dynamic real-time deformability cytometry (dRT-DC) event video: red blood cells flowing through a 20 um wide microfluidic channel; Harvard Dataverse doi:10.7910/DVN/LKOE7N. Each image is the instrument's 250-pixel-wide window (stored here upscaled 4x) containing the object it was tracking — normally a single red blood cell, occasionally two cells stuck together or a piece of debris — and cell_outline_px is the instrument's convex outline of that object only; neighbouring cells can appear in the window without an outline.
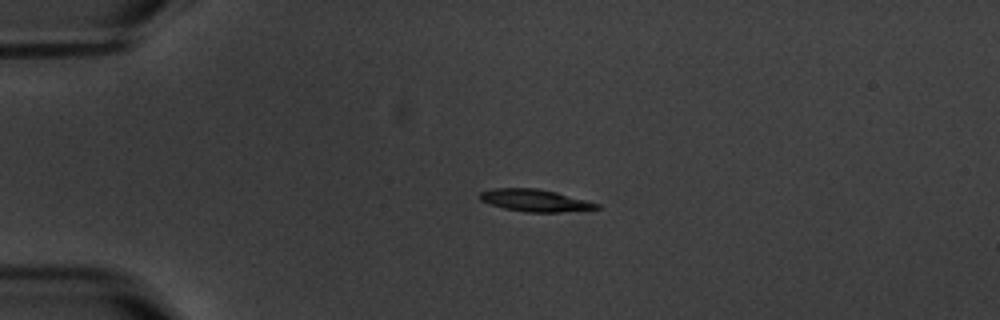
{"species": "common noctule bat (a hibernating species)", "species_latin": "Nyctalus noctula", "temperature_condition": "warm", "stored_images_in_passage": 3, "camera_frame_rate_fps": 3000, "um_per_image_px": 0.085, "animal": {"sex": "male", "body_mass_g": 20.1, "forearm_length_mm": 53.5}, "frame": {"image": 1, "passage_image": 2, "time_ms": 2.333, "image_size_px": [1000, 320], "cell_outline_px": [[600, 208], [560, 212], [528, 212], [504, 208], [480, 200], [476, 196], [480, 192], [492, 188], [536, 188], [556, 192], [600, 204]], "centroid_in_image_um": [45.43, 17.02], "position_along_channel_um": 39.6, "area_um2": 14.97}}